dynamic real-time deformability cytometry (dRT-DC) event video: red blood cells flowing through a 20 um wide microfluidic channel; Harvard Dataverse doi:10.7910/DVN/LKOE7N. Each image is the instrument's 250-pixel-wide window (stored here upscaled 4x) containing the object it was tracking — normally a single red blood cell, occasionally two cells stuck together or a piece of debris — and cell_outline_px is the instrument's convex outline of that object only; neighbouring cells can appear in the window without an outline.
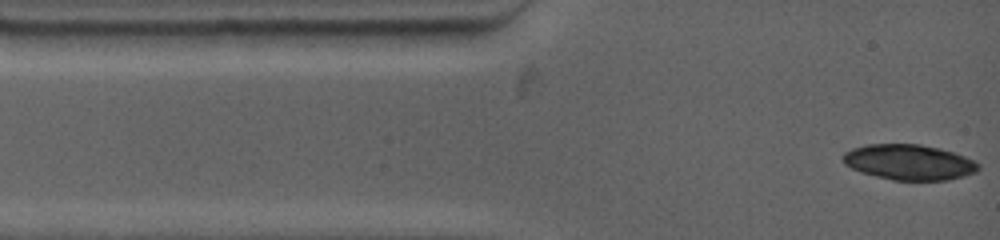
{"species": "common noctule bat (a hibernating species)", "species_latin": "Nyctalus noctula", "temperature_condition": "warm", "stored_images_in_passage": 3, "camera_frame_rate_fps": 4500, "um_per_image_px": 0.085, "animal": {"sex": "female", "body_mass_g": 19.0, "forearm_length_mm": 53.3}, "frame": {"image": 1, "passage_image": 1, "time_ms": 0.0, "image_size_px": [1000, 240], "cell_outline_px": [[980, 168], [976, 172], [964, 176], [948, 180], [892, 180], [860, 172], [844, 164], [840, 156], [844, 152], [852, 148], [868, 144], [920, 144], [940, 148], [964, 156], [980, 164]], "centroid_in_image_um": [77.24, 13.78], "position_along_channel_um": 7.8, "area_um2": 28.09}}